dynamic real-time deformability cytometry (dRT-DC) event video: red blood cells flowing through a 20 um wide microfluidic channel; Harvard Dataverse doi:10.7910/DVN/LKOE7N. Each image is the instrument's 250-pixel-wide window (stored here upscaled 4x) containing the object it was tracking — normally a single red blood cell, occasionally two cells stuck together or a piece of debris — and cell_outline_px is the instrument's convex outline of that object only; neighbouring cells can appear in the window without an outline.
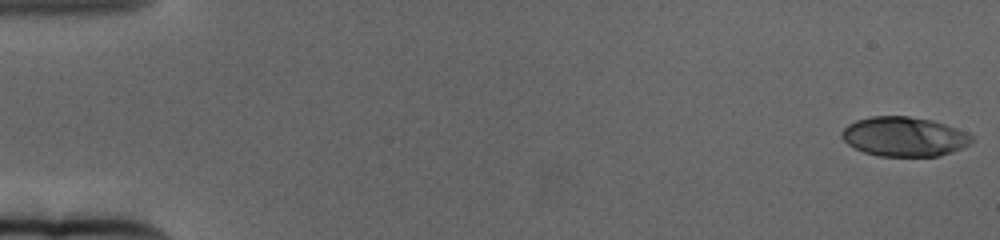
{"species": "human", "species_latin": "Homo sapiens", "temperature_condition": "cold", "stored_images_in_passage": 65, "camera_frame_rate_fps": 3000, "um_per_image_px": 0.085, "donor": {"sex": "female"}, "frame": {"image": 1, "passage_image": 1, "time_ms": 0.0, "image_size_px": [1000, 240], "cell_outline_px": [[972, 144], [964, 148], [952, 152], [936, 156], [880, 156], [864, 152], [848, 144], [840, 136], [840, 132], [848, 124], [856, 120], [872, 116], [908, 116], [932, 120], [968, 132], [972, 136]], "centroid_in_image_um": [76.87, 11.61], "position_along_channel_um": 8.1, "area_um2": 30.0}}
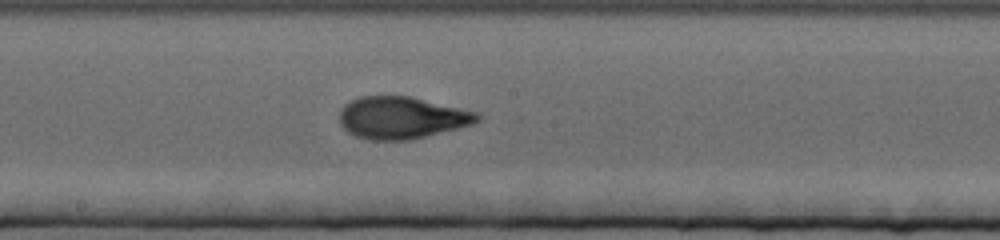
{"frame": {"image": 2, "passage_image": 36, "time_ms": 11.667, "image_size_px": [1000, 240], "cell_outline_px": [[484, 116], [480, 120], [472, 124], [412, 140], [368, 140], [356, 136], [348, 132], [340, 124], [340, 108], [344, 104], [360, 96], [412, 96], [480, 112]], "centroid_in_image_um": [34.18, 10.0], "position_along_channel_um": 214.0, "area_um2": 34.22}}
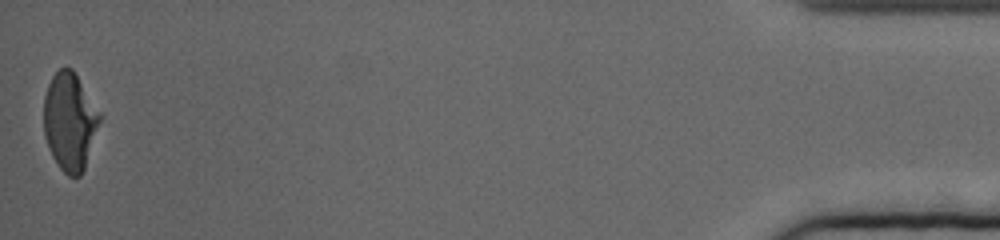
{"frame": {"image": 3, "passage_image": 65, "time_ms": 21.333, "image_size_px": [1000, 240], "cell_outline_px": [[100, 120], [84, 168], [80, 176], [68, 176], [60, 168], [52, 156], [44, 136], [44, 96], [48, 84], [52, 76], [60, 68], [72, 68], [100, 112]], "centroid_in_image_um": [5.91, 10.31], "position_along_channel_um": 429.3, "area_um2": 31.44}, "authors_computed_cell_mechanics": {"area_um2": 32.368, "velocity_mm_per_s": 3.1321, "shape_relaxation_time_tau1_ms": 5.241, "shape_relaxation_time_tau2_ms": 1.2851, "deformation_change_tau1": 0.1998, "deformation_change_tau2": 0.0772}}